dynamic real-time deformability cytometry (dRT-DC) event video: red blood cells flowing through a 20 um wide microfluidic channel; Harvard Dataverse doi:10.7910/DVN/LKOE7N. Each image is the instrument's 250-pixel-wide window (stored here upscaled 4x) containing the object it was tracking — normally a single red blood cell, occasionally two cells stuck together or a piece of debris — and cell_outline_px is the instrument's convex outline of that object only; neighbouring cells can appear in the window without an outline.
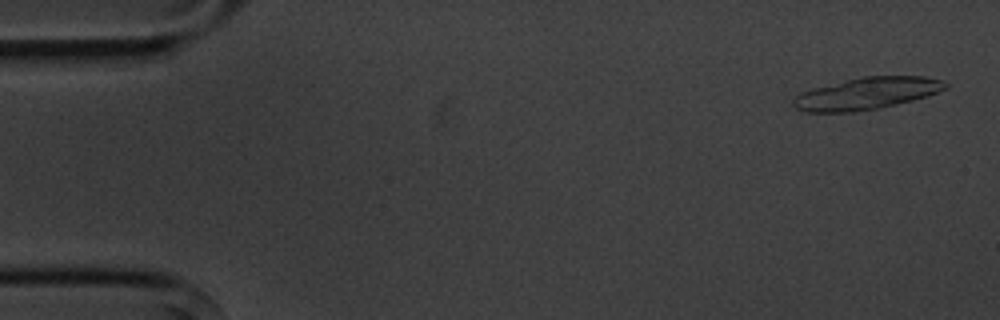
{"species": "common noctule bat (a hibernating species)", "species_latin": "Nyctalus noctula", "temperature_condition": "cold", "stored_images_in_passage": 6, "camera_frame_rate_fps": 3000, "um_per_image_px": 0.085, "animal": {"sex": "male", "body_mass_g": 20.1, "forearm_length_mm": 53.5}, "frame": {"image": 1, "passage_image": 1, "time_ms": 0.0, "image_size_px": [1000, 320], "cell_outline_px": [[948, 88], [928, 96], [880, 108], [852, 112], [804, 112], [796, 108], [792, 104], [792, 100], [800, 92], [812, 88], [864, 76], [924, 76], [944, 80], [948, 84]], "centroid_in_image_um": [73.68, 7.94], "position_along_channel_um": 11.3, "area_um2": 28.44}}